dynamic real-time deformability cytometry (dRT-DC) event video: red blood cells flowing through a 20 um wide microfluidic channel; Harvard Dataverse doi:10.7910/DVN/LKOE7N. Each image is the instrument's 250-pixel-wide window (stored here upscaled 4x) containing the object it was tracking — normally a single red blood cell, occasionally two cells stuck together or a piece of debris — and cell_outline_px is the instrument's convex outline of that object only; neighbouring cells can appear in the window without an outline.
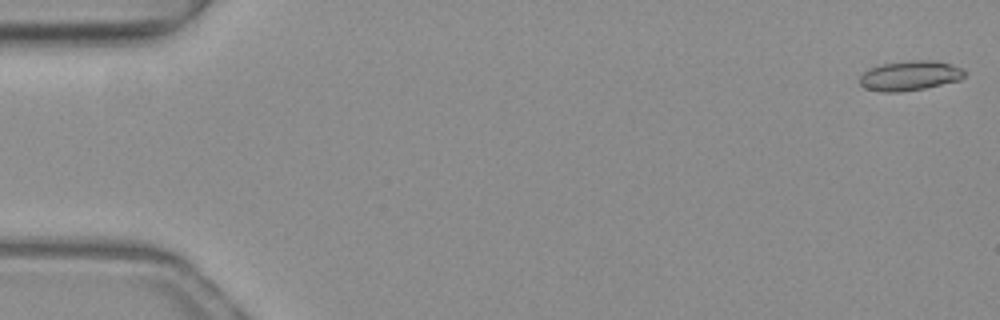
{"species": "common noctule bat (a hibernating species)", "species_latin": "Nyctalus noctula", "temperature_condition": "warm", "stored_images_in_passage": 51, "camera_frame_rate_fps": 3000, "um_per_image_px": 0.085, "animal": {"sex": "female", "body_mass_g": 19.3, "forearm_length_mm": 54.1}, "frame": {"image": 1, "passage_image": 1, "time_ms": 0.0, "image_size_px": [1000, 320], "cell_outline_px": [[964, 76], [960, 80], [924, 88], [900, 92], [884, 92], [864, 88], [860, 84], [860, 76], [868, 68], [880, 64], [908, 60], [936, 60], [952, 64], [964, 68]], "centroid_in_image_um": [77.34, 6.41], "position_along_channel_um": 7.7, "area_um2": 18.38}}
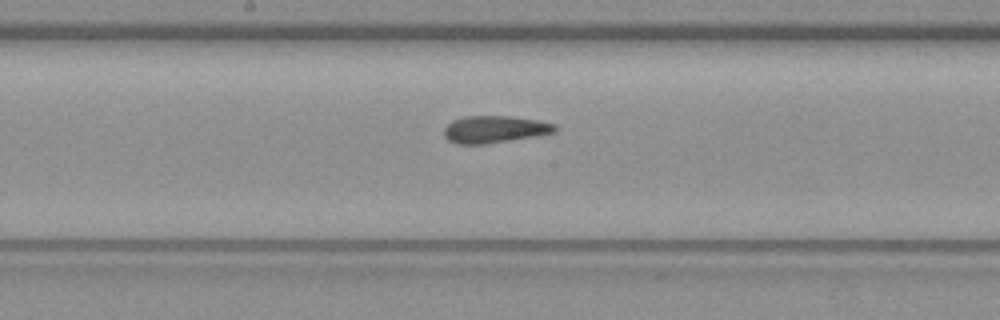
{"frame": {"image": 2, "passage_image": 27, "time_ms": 8.667, "image_size_px": [1000, 320], "cell_outline_px": [[556, 132], [536, 136], [484, 144], [456, 144], [448, 140], [444, 136], [444, 128], [452, 120], [464, 116], [508, 116], [540, 120], [556, 124]], "centroid_in_image_um": [42.04, 10.99], "position_along_channel_um": 206.2, "area_um2": 17.63}}
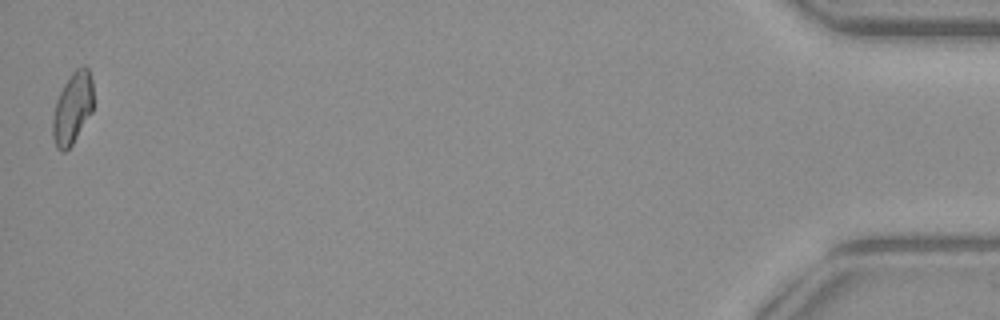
{"frame": {"image": 3, "passage_image": 51, "time_ms": 16.667, "image_size_px": [1000, 320], "cell_outline_px": [[92, 112], [72, 144], [64, 152], [60, 152], [56, 148], [52, 136], [52, 120], [56, 100], [64, 84], [72, 72], [76, 68], [84, 64], [88, 68], [92, 80]], "centroid_in_image_um": [6.15, 9.19], "position_along_channel_um": 429.1, "area_um2": 16.99}, "authors_computed_cell_mechanics": {"area_um2": 17.629, "velocity_mm_per_s": 4.0284, "shape_relaxation_time_tau1_ms": null, "shape_relaxation_time_tau2_ms": 1.7048, "deformation_change_tau1": null, "deformation_change_tau2": 0.0808}}